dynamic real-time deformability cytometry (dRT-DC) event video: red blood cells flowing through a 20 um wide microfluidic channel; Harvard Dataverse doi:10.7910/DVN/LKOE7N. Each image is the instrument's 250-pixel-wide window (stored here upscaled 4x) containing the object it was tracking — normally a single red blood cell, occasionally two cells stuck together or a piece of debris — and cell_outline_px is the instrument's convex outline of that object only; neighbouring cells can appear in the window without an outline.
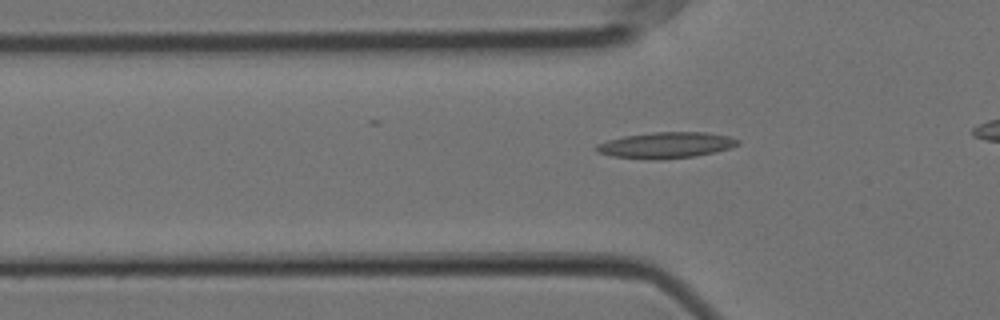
{"species": "Egyptian fruit bat (a non-hibernating species)", "species_latin": "Rousettus aegyptiacus", "temperature_condition": "cold", "stored_images_in_passage": 34, "camera_frame_rate_fps": 3000, "um_per_image_px": 0.085, "animal": {"sex": "female"}, "frame": {"image": 1, "passage_image": 7, "time_ms": 2.0, "image_size_px": [1000, 320], "cell_outline_px": [[740, 144], [716, 152], [692, 156], [656, 160], [648, 160], [612, 156], [596, 152], [596, 144], [608, 140], [624, 136], [652, 132], [704, 132], [728, 136], [740, 140]], "centroid_in_image_um": [56.58, 12.34], "position_along_channel_um": 69.2, "area_um2": 21.44}}
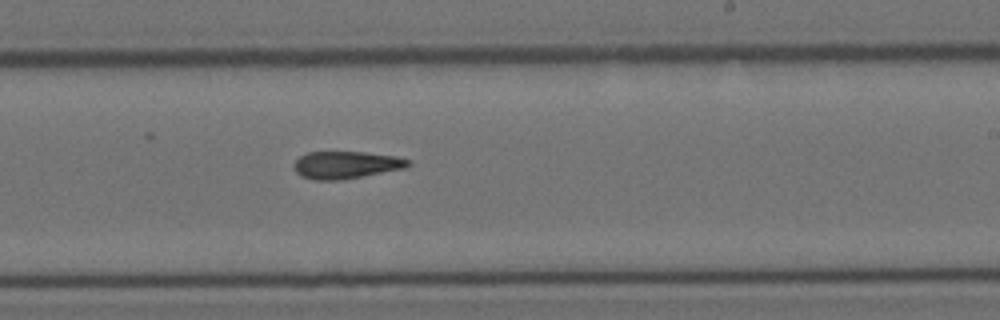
{"frame": {"image": 2, "passage_image": 23, "time_ms": 7.333, "image_size_px": [1000, 320], "cell_outline_px": [[412, 164], [404, 168], [344, 180], [316, 180], [300, 176], [292, 168], [292, 164], [300, 156], [308, 152], [364, 152], [396, 156], [408, 160]], "centroid_in_image_um": [29.37, 14.02], "position_along_channel_um": 259.6, "area_um2": 18.32}}
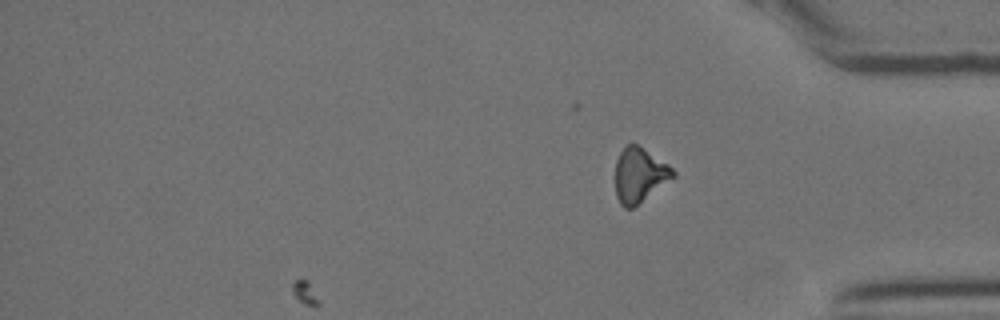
{"frame": {"image": 3, "passage_image": 34, "time_ms": 11.0, "image_size_px": [1000, 320], "cell_outline_px": [[676, 176], [632, 208], [624, 208], [620, 204], [616, 196], [616, 160], [620, 152], [628, 144], [636, 144], [668, 164], [676, 172]], "centroid_in_image_um": [54.36, 14.89], "position_along_channel_um": 380.8, "area_um2": 18.09}}